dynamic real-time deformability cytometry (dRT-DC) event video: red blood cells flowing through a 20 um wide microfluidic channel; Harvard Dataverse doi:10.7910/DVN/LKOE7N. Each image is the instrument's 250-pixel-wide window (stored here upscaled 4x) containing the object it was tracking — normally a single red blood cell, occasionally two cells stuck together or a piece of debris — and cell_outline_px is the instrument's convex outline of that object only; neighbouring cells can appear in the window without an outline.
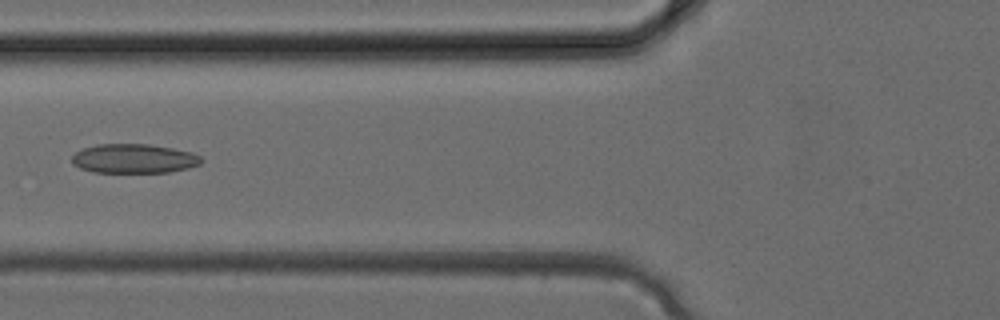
{"species": "common noctule bat (a hibernating species)", "species_latin": "Nyctalus noctula", "temperature_condition": "cold", "stored_images_in_passage": 4, "camera_frame_rate_fps": 3000, "um_per_image_px": 0.085, "animal": {"sex": "female", "body_mass_g": 24.6, "forearm_length_mm": 56.2}, "frame": {"image": 1, "passage_image": 4, "time_ms": 1.0, "image_size_px": [1000, 320], "cell_outline_px": [[204, 160], [200, 164], [188, 168], [168, 172], [92, 172], [80, 168], [72, 164], [72, 156], [80, 148], [96, 144], [148, 144], [172, 148], [192, 152], [200, 156]], "centroid_in_image_um": [11.36, 13.47], "position_along_channel_um": 114.4, "area_um2": 22.2}}